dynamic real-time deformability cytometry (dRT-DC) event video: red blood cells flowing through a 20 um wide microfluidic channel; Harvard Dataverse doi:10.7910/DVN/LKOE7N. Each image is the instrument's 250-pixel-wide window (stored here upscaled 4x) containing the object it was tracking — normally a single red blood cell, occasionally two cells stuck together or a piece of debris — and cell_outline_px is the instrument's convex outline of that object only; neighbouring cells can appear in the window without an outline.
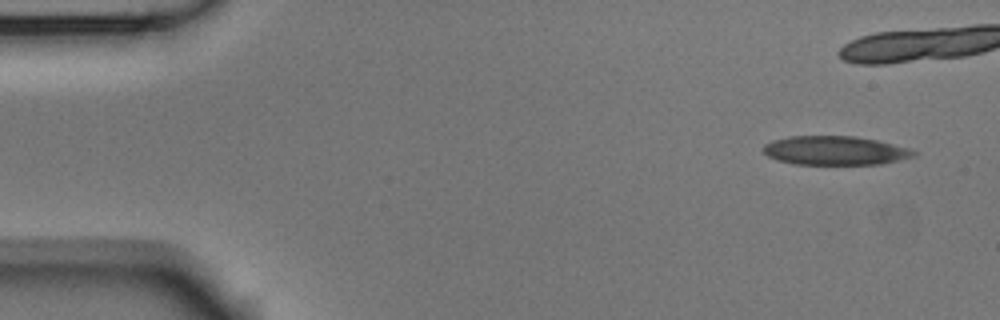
{"species": "Egyptian fruit bat (a non-hibernating species)", "species_latin": "Rousettus aegyptiacus", "temperature_condition": "room temperature", "stored_images_in_passage": 5, "camera_frame_rate_fps": 3000, "um_per_image_px": 0.085, "animal": {"sex": "male"}, "frame": {"image": 1, "passage_image": 1, "time_ms": 0.0, "image_size_px": [1000, 320], "cell_outline_px": [[916, 156], [880, 164], [796, 164], [780, 160], [768, 156], [764, 152], [764, 144], [772, 140], [792, 136], [856, 136], [876, 140], [908, 148], [916, 152]], "centroid_in_image_um": [70.98, 12.79], "position_along_channel_um": 14.0, "area_um2": 25.09}}